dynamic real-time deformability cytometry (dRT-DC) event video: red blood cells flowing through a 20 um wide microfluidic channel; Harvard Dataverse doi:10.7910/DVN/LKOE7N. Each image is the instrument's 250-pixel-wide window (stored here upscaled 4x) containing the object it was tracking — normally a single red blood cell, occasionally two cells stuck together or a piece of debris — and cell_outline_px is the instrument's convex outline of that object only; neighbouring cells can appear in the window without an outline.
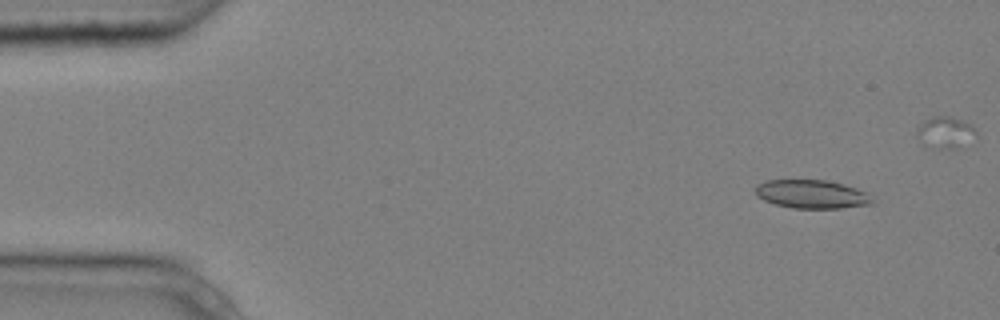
{"species": "common noctule bat (a hibernating species)", "species_latin": "Nyctalus noctula", "temperature_condition": "cold", "stored_images_in_passage": 6, "camera_frame_rate_fps": 3000, "um_per_image_px": 0.085, "animal": {"sex": "male", "body_mass_g": 20.4}, "frame": {"image": 1, "passage_image": 2, "time_ms": 0.333, "image_size_px": [1000, 320], "cell_outline_px": [[872, 204], [840, 208], [792, 208], [776, 204], [764, 200], [756, 196], [752, 188], [756, 184], [764, 180], [828, 180], [844, 184], [868, 192], [872, 200]], "centroid_in_image_um": [68.95, 16.49], "position_along_channel_um": 16.1, "area_um2": 19.65}}
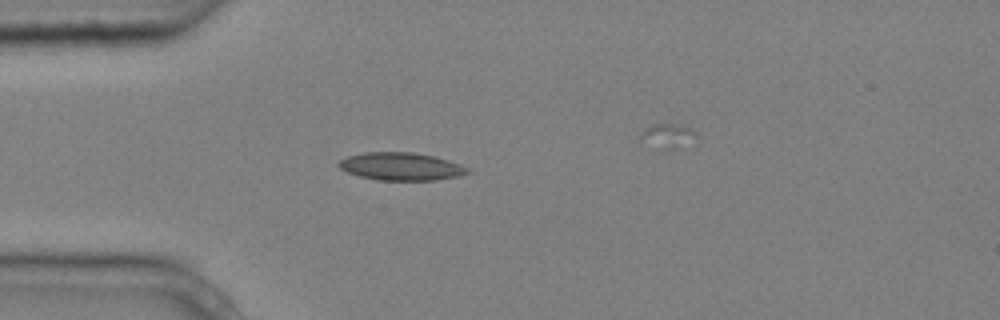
{"frame": {"image": 2, "passage_image": 4, "time_ms": 1.0, "image_size_px": [1000, 320], "cell_outline_px": [[472, 172], [460, 176], [436, 180], [380, 180], [360, 176], [348, 172], [340, 168], [336, 164], [340, 160], [348, 156], [364, 152], [412, 152], [432, 156], [448, 160], [460, 164], [468, 168]], "centroid_in_image_um": [34.11, 14.15], "position_along_channel_um": 50.9, "area_um2": 20.81}}